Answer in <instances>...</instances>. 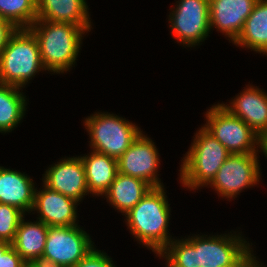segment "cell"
<instances>
[{
  "label": "cell",
  "instance_id": "obj_1",
  "mask_svg": "<svg viewBox=\"0 0 267 267\" xmlns=\"http://www.w3.org/2000/svg\"><path fill=\"white\" fill-rule=\"evenodd\" d=\"M238 234L173 238L158 256L165 258V267H228L252 247Z\"/></svg>",
  "mask_w": 267,
  "mask_h": 267
},
{
  "label": "cell",
  "instance_id": "obj_2",
  "mask_svg": "<svg viewBox=\"0 0 267 267\" xmlns=\"http://www.w3.org/2000/svg\"><path fill=\"white\" fill-rule=\"evenodd\" d=\"M164 186L152 187L125 214L126 224L134 238L158 255L173 239L168 231L171 208ZM171 236V237H170Z\"/></svg>",
  "mask_w": 267,
  "mask_h": 267
},
{
  "label": "cell",
  "instance_id": "obj_3",
  "mask_svg": "<svg viewBox=\"0 0 267 267\" xmlns=\"http://www.w3.org/2000/svg\"><path fill=\"white\" fill-rule=\"evenodd\" d=\"M38 40L42 64L47 71L65 73L76 63L87 31L72 23L36 19L29 27Z\"/></svg>",
  "mask_w": 267,
  "mask_h": 267
},
{
  "label": "cell",
  "instance_id": "obj_4",
  "mask_svg": "<svg viewBox=\"0 0 267 267\" xmlns=\"http://www.w3.org/2000/svg\"><path fill=\"white\" fill-rule=\"evenodd\" d=\"M189 151L180 165V182L185 188L198 190L208 186L230 155L228 150L203 126L194 135Z\"/></svg>",
  "mask_w": 267,
  "mask_h": 267
},
{
  "label": "cell",
  "instance_id": "obj_5",
  "mask_svg": "<svg viewBox=\"0 0 267 267\" xmlns=\"http://www.w3.org/2000/svg\"><path fill=\"white\" fill-rule=\"evenodd\" d=\"M43 70L37 38L29 28H17L0 56V83L23 88Z\"/></svg>",
  "mask_w": 267,
  "mask_h": 267
},
{
  "label": "cell",
  "instance_id": "obj_6",
  "mask_svg": "<svg viewBox=\"0 0 267 267\" xmlns=\"http://www.w3.org/2000/svg\"><path fill=\"white\" fill-rule=\"evenodd\" d=\"M89 133L91 150L119 159L142 132L126 118L108 112H97L83 123Z\"/></svg>",
  "mask_w": 267,
  "mask_h": 267
},
{
  "label": "cell",
  "instance_id": "obj_7",
  "mask_svg": "<svg viewBox=\"0 0 267 267\" xmlns=\"http://www.w3.org/2000/svg\"><path fill=\"white\" fill-rule=\"evenodd\" d=\"M76 226H49L45 249L37 265L74 267L95 248L90 235Z\"/></svg>",
  "mask_w": 267,
  "mask_h": 267
},
{
  "label": "cell",
  "instance_id": "obj_8",
  "mask_svg": "<svg viewBox=\"0 0 267 267\" xmlns=\"http://www.w3.org/2000/svg\"><path fill=\"white\" fill-rule=\"evenodd\" d=\"M203 127L230 154L259 153V136L240 118L233 116L222 104H214L205 113Z\"/></svg>",
  "mask_w": 267,
  "mask_h": 267
},
{
  "label": "cell",
  "instance_id": "obj_9",
  "mask_svg": "<svg viewBox=\"0 0 267 267\" xmlns=\"http://www.w3.org/2000/svg\"><path fill=\"white\" fill-rule=\"evenodd\" d=\"M175 6L168 17L174 39L185 47L200 45L211 32L209 0H178Z\"/></svg>",
  "mask_w": 267,
  "mask_h": 267
},
{
  "label": "cell",
  "instance_id": "obj_10",
  "mask_svg": "<svg viewBox=\"0 0 267 267\" xmlns=\"http://www.w3.org/2000/svg\"><path fill=\"white\" fill-rule=\"evenodd\" d=\"M258 153L230 154L209 184L216 193L228 200L237 197L243 189L260 181L261 168Z\"/></svg>",
  "mask_w": 267,
  "mask_h": 267
},
{
  "label": "cell",
  "instance_id": "obj_11",
  "mask_svg": "<svg viewBox=\"0 0 267 267\" xmlns=\"http://www.w3.org/2000/svg\"><path fill=\"white\" fill-rule=\"evenodd\" d=\"M158 149L155 142L143 134L132 142L118 160V172L144 180L152 187L164 186L158 178L160 167Z\"/></svg>",
  "mask_w": 267,
  "mask_h": 267
},
{
  "label": "cell",
  "instance_id": "obj_12",
  "mask_svg": "<svg viewBox=\"0 0 267 267\" xmlns=\"http://www.w3.org/2000/svg\"><path fill=\"white\" fill-rule=\"evenodd\" d=\"M43 184L77 202L90 194L85 175V167L81 157H68L52 164L43 175Z\"/></svg>",
  "mask_w": 267,
  "mask_h": 267
},
{
  "label": "cell",
  "instance_id": "obj_13",
  "mask_svg": "<svg viewBox=\"0 0 267 267\" xmlns=\"http://www.w3.org/2000/svg\"><path fill=\"white\" fill-rule=\"evenodd\" d=\"M79 202L43 184V189L34 194L32 211H37V220L49 226H76L77 205Z\"/></svg>",
  "mask_w": 267,
  "mask_h": 267
},
{
  "label": "cell",
  "instance_id": "obj_14",
  "mask_svg": "<svg viewBox=\"0 0 267 267\" xmlns=\"http://www.w3.org/2000/svg\"><path fill=\"white\" fill-rule=\"evenodd\" d=\"M257 1L209 0L210 29L216 28L233 43L241 34Z\"/></svg>",
  "mask_w": 267,
  "mask_h": 267
},
{
  "label": "cell",
  "instance_id": "obj_15",
  "mask_svg": "<svg viewBox=\"0 0 267 267\" xmlns=\"http://www.w3.org/2000/svg\"><path fill=\"white\" fill-rule=\"evenodd\" d=\"M240 94V95H239ZM229 104L222 103L233 116L242 119L258 136L267 132V93L246 86Z\"/></svg>",
  "mask_w": 267,
  "mask_h": 267
},
{
  "label": "cell",
  "instance_id": "obj_16",
  "mask_svg": "<svg viewBox=\"0 0 267 267\" xmlns=\"http://www.w3.org/2000/svg\"><path fill=\"white\" fill-rule=\"evenodd\" d=\"M35 184L27 174L0 166V203L15 206L25 214L34 204Z\"/></svg>",
  "mask_w": 267,
  "mask_h": 267
},
{
  "label": "cell",
  "instance_id": "obj_17",
  "mask_svg": "<svg viewBox=\"0 0 267 267\" xmlns=\"http://www.w3.org/2000/svg\"><path fill=\"white\" fill-rule=\"evenodd\" d=\"M89 8L85 0H37V19L72 23L91 31Z\"/></svg>",
  "mask_w": 267,
  "mask_h": 267
},
{
  "label": "cell",
  "instance_id": "obj_18",
  "mask_svg": "<svg viewBox=\"0 0 267 267\" xmlns=\"http://www.w3.org/2000/svg\"><path fill=\"white\" fill-rule=\"evenodd\" d=\"M24 218L20 221L11 245L28 265H35L43 255L48 226L40 220L26 222Z\"/></svg>",
  "mask_w": 267,
  "mask_h": 267
},
{
  "label": "cell",
  "instance_id": "obj_19",
  "mask_svg": "<svg viewBox=\"0 0 267 267\" xmlns=\"http://www.w3.org/2000/svg\"><path fill=\"white\" fill-rule=\"evenodd\" d=\"M85 167L86 183L90 194L103 196L118 173V160L92 150L81 156Z\"/></svg>",
  "mask_w": 267,
  "mask_h": 267
},
{
  "label": "cell",
  "instance_id": "obj_20",
  "mask_svg": "<svg viewBox=\"0 0 267 267\" xmlns=\"http://www.w3.org/2000/svg\"><path fill=\"white\" fill-rule=\"evenodd\" d=\"M151 188L152 186L142 179L118 172L109 189L103 195L113 208L125 215Z\"/></svg>",
  "mask_w": 267,
  "mask_h": 267
},
{
  "label": "cell",
  "instance_id": "obj_21",
  "mask_svg": "<svg viewBox=\"0 0 267 267\" xmlns=\"http://www.w3.org/2000/svg\"><path fill=\"white\" fill-rule=\"evenodd\" d=\"M233 44L267 56V0L256 2Z\"/></svg>",
  "mask_w": 267,
  "mask_h": 267
},
{
  "label": "cell",
  "instance_id": "obj_22",
  "mask_svg": "<svg viewBox=\"0 0 267 267\" xmlns=\"http://www.w3.org/2000/svg\"><path fill=\"white\" fill-rule=\"evenodd\" d=\"M22 88L0 83V132H12L26 113V96Z\"/></svg>",
  "mask_w": 267,
  "mask_h": 267
},
{
  "label": "cell",
  "instance_id": "obj_23",
  "mask_svg": "<svg viewBox=\"0 0 267 267\" xmlns=\"http://www.w3.org/2000/svg\"><path fill=\"white\" fill-rule=\"evenodd\" d=\"M0 17L16 28H29L37 19V0H0Z\"/></svg>",
  "mask_w": 267,
  "mask_h": 267
},
{
  "label": "cell",
  "instance_id": "obj_24",
  "mask_svg": "<svg viewBox=\"0 0 267 267\" xmlns=\"http://www.w3.org/2000/svg\"><path fill=\"white\" fill-rule=\"evenodd\" d=\"M24 215L26 214L15 206L0 203V241L13 242Z\"/></svg>",
  "mask_w": 267,
  "mask_h": 267
},
{
  "label": "cell",
  "instance_id": "obj_25",
  "mask_svg": "<svg viewBox=\"0 0 267 267\" xmlns=\"http://www.w3.org/2000/svg\"><path fill=\"white\" fill-rule=\"evenodd\" d=\"M74 267H116L106 252L94 248Z\"/></svg>",
  "mask_w": 267,
  "mask_h": 267
},
{
  "label": "cell",
  "instance_id": "obj_26",
  "mask_svg": "<svg viewBox=\"0 0 267 267\" xmlns=\"http://www.w3.org/2000/svg\"><path fill=\"white\" fill-rule=\"evenodd\" d=\"M27 265L12 246L4 254H0V267H27Z\"/></svg>",
  "mask_w": 267,
  "mask_h": 267
},
{
  "label": "cell",
  "instance_id": "obj_27",
  "mask_svg": "<svg viewBox=\"0 0 267 267\" xmlns=\"http://www.w3.org/2000/svg\"><path fill=\"white\" fill-rule=\"evenodd\" d=\"M17 30V28L9 21L0 17V56L4 50L10 36Z\"/></svg>",
  "mask_w": 267,
  "mask_h": 267
},
{
  "label": "cell",
  "instance_id": "obj_28",
  "mask_svg": "<svg viewBox=\"0 0 267 267\" xmlns=\"http://www.w3.org/2000/svg\"><path fill=\"white\" fill-rule=\"evenodd\" d=\"M259 263L250 247L237 261L228 267H266L262 263H260L261 265Z\"/></svg>",
  "mask_w": 267,
  "mask_h": 267
},
{
  "label": "cell",
  "instance_id": "obj_29",
  "mask_svg": "<svg viewBox=\"0 0 267 267\" xmlns=\"http://www.w3.org/2000/svg\"><path fill=\"white\" fill-rule=\"evenodd\" d=\"M259 152H263L265 157H267V132L259 136Z\"/></svg>",
  "mask_w": 267,
  "mask_h": 267
},
{
  "label": "cell",
  "instance_id": "obj_30",
  "mask_svg": "<svg viewBox=\"0 0 267 267\" xmlns=\"http://www.w3.org/2000/svg\"><path fill=\"white\" fill-rule=\"evenodd\" d=\"M11 246L9 242L0 241V254H4Z\"/></svg>",
  "mask_w": 267,
  "mask_h": 267
},
{
  "label": "cell",
  "instance_id": "obj_31",
  "mask_svg": "<svg viewBox=\"0 0 267 267\" xmlns=\"http://www.w3.org/2000/svg\"><path fill=\"white\" fill-rule=\"evenodd\" d=\"M27 267H43V266L35 264V265H27Z\"/></svg>",
  "mask_w": 267,
  "mask_h": 267
}]
</instances>
